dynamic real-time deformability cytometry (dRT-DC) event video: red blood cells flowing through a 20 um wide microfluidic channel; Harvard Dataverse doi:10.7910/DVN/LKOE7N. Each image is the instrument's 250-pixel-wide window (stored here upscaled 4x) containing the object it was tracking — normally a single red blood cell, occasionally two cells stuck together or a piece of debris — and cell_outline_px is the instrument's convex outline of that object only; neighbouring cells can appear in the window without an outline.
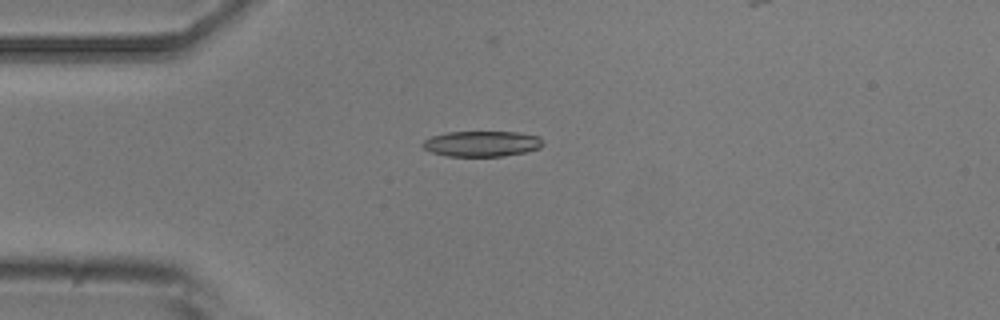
{"species": "common noctule bat (a hibernating species)", "species_latin": "Nyctalus noctula", "temperature_condition": "room temperature", "stored_images_in_passage": 6, "camera_frame_rate_fps": 3000, "um_per_image_px": 0.085, "animal": {"sex": "male", "body_mass_g": 20.5, "forearm_length_mm": 52.5}, "frame": {"image": 1, "passage_image": 4, "time_ms": 3.333, "image_size_px": [1000, 320], "cell_outline_px": [[544, 144], [540, 148], [524, 152], [504, 156], [448, 156], [432, 152], [424, 148], [420, 144], [424, 140], [432, 136], [448, 132], [520, 132], [540, 136]], "centroid_in_image_um": [40.98, 12.21], "position_along_channel_um": 44.0, "area_um2": 17.98}}